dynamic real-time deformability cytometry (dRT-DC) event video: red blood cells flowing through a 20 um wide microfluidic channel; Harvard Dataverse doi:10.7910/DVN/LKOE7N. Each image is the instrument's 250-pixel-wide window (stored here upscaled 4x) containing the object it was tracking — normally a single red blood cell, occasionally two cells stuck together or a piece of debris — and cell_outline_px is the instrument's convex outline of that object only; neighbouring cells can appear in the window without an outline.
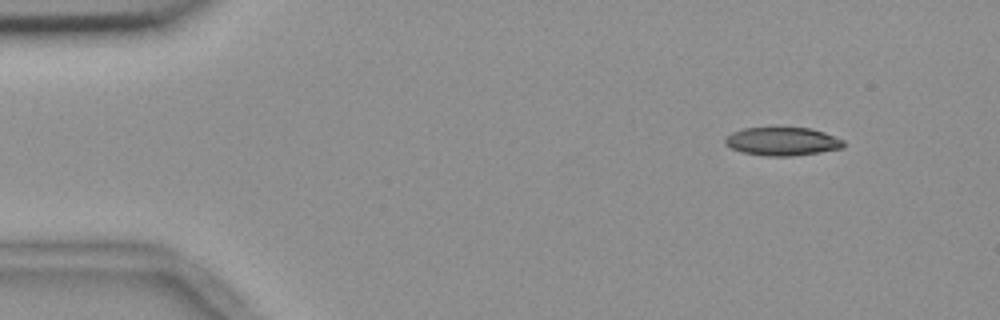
{"species": "common noctule bat (a hibernating species)", "species_latin": "Nyctalus noctula", "temperature_condition": "room temperature", "stored_images_in_passage": 50, "camera_frame_rate_fps": 3000, "um_per_image_px": 0.085, "animal": {"sex": "female", "body_mass_g": 18.4}, "frame": {"image": 1, "passage_image": 1, "time_ms": 0.0, "image_size_px": [1000, 320], "cell_outline_px": [[844, 148], [820, 152], [792, 156], [764, 156], [744, 152], [732, 148], [724, 144], [724, 140], [732, 132], [744, 128], [808, 128], [824, 132], [844, 140]], "centroid_in_image_um": [66.51, 12.03], "position_along_channel_um": 18.5, "area_um2": 19.42}}
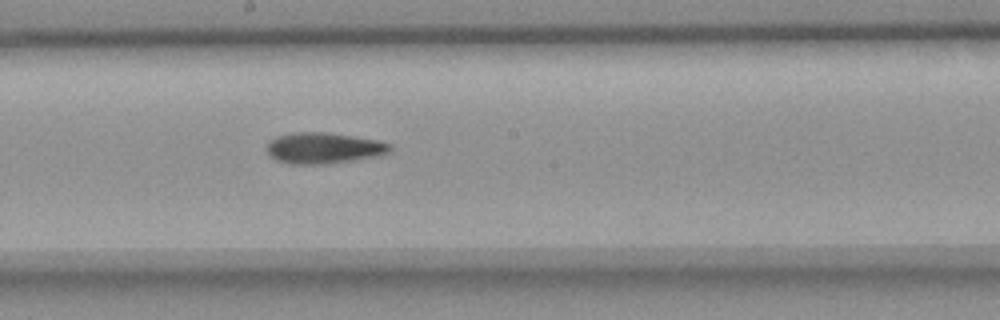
{"frame": {"image": 2, "passage_image": 25, "time_ms": 8.0, "image_size_px": [1000, 320], "cell_outline_px": [[392, 152], [384, 156], [328, 164], [288, 164], [276, 160], [264, 148], [268, 140], [276, 136], [296, 132], [324, 132], [380, 140], [392, 144]], "centroid_in_image_um": [27.56, 12.59], "position_along_channel_um": 220.6, "area_um2": 22.89}}
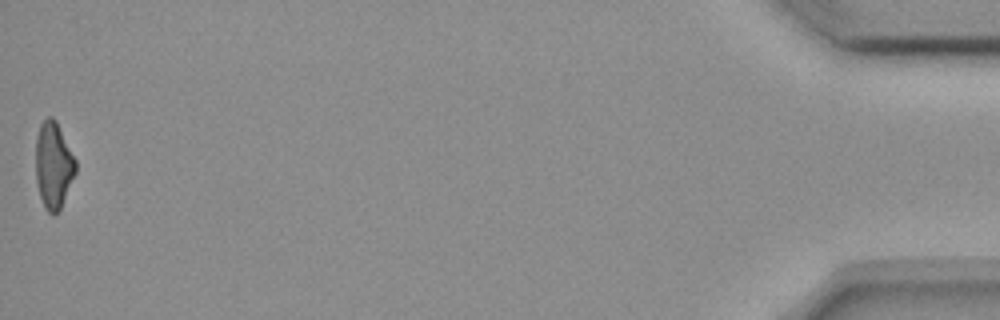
{"frame": {"image": 3, "passage_image": 50, "time_ms": 16.333, "image_size_px": [1000, 320], "cell_outline_px": [[76, 172], [60, 208], [52, 216], [44, 208], [40, 196], [36, 180], [36, 136], [40, 124], [48, 116], [52, 116], [56, 120], [76, 160]], "centroid_in_image_um": [4.54, 14.03], "position_along_channel_um": 430.7, "area_um2": 20.06}, "authors_computed_cell_mechanics": {"area_um2": 21.2126, "velocity_mm_per_s": 3.6922, "shape_relaxation_time_tau1_ms": 9.4346, "shape_relaxation_time_tau2_ms": 9.6219, "deformation_change_tau1": 0.2273, "deformation_change_tau2": 0.22}}